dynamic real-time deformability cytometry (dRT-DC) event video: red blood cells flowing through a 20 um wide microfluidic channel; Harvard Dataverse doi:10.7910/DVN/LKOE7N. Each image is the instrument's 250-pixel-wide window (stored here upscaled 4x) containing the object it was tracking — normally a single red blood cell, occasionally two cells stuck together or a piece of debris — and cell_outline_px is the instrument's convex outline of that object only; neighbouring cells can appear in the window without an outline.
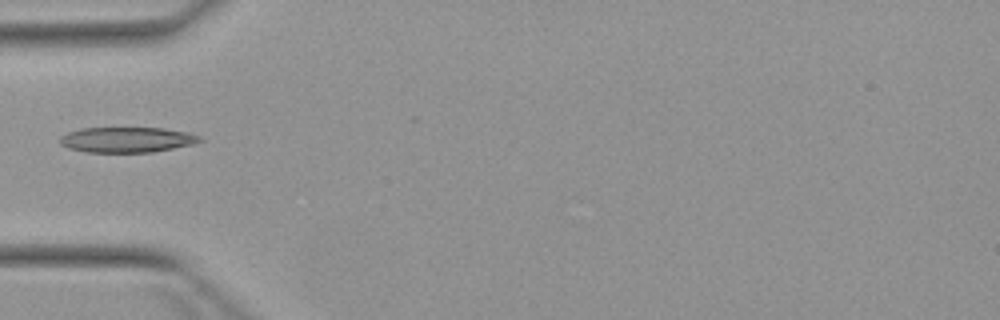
{"species": "Egyptian fruit bat (a non-hibernating species)", "species_latin": "Rousettus aegyptiacus", "temperature_condition": "warm", "stored_images_in_passage": 4, "camera_frame_rate_fps": 3000, "um_per_image_px": 0.085, "animal": {"sex": "female"}, "frame": {"image": 1, "passage_image": 3, "time_ms": 2.667, "image_size_px": [1000, 320], "cell_outline_px": [[204, 140], [192, 144], [152, 152], [88, 152], [68, 148], [60, 144], [60, 136], [68, 132], [80, 128], [164, 128], [188, 132], [200, 136]], "centroid_in_image_um": [10.78, 11.87], "position_along_channel_um": 74.2, "area_um2": 20.63}}
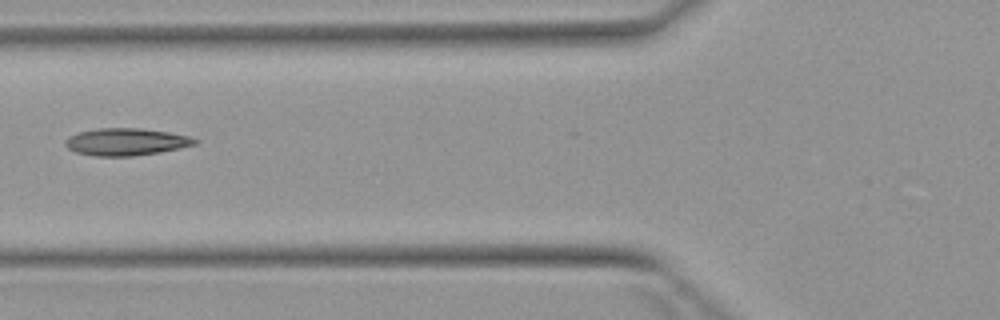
{"frame": {"image": 2, "passage_image": 4, "time_ms": 3.667, "image_size_px": [1000, 320], "cell_outline_px": [[200, 140], [196, 144], [180, 148], [160, 152], [132, 156], [96, 156], [76, 152], [68, 148], [64, 144], [64, 140], [68, 136], [80, 132], [96, 128], [140, 128], [168, 132], [188, 136]], "centroid_in_image_um": [10.71, 12.05], "position_along_channel_um": 115.1, "area_um2": 20.58}}